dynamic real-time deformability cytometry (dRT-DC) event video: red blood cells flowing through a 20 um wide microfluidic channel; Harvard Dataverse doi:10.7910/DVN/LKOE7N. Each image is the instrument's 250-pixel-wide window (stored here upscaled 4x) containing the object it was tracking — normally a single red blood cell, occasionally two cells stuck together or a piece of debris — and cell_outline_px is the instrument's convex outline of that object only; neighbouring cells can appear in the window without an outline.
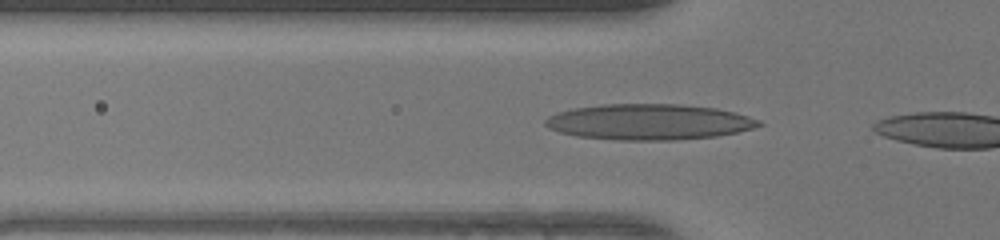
{"species": "human", "species_latin": "Homo sapiens", "temperature_condition": "warm", "stored_images_in_passage": 4, "camera_frame_rate_fps": 3000, "um_per_image_px": 0.085, "donor": {"sex": "female"}, "frame": {"image": 1, "passage_image": 2, "time_ms": 0.333, "image_size_px": [1000, 240], "cell_outline_px": [[764, 124], [752, 128], [736, 132], [716, 136], [676, 140], [616, 140], [576, 136], [560, 132], [548, 128], [544, 124], [544, 120], [548, 116], [572, 108], [600, 104], [680, 104], [716, 108], [736, 112], [760, 120]], "centroid_in_image_um": [55.15, 10.36], "position_along_channel_um": 70.7, "area_um2": 44.68}}